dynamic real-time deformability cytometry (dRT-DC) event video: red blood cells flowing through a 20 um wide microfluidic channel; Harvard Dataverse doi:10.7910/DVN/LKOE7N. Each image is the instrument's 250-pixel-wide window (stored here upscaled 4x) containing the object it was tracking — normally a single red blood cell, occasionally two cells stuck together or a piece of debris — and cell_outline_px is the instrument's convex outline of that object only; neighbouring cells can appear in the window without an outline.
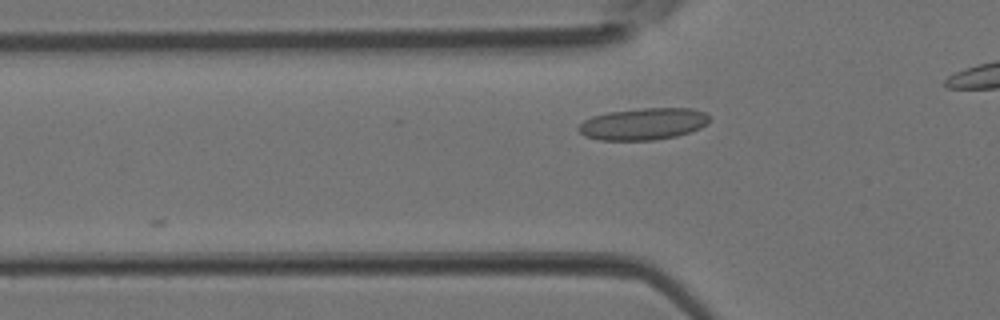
{"species": "Egyptian fruit bat (a non-hibernating species)", "species_latin": "Rousettus aegyptiacus", "temperature_condition": "room temperature", "stored_images_in_passage": 5, "segment_of_instrument_passage": [1, 2], "camera_frame_rate_fps": 3000, "um_per_image_px": 0.085, "animal": {"sex": "female"}, "frame": {"image": 1, "passage_image": 4, "time_ms": 1.0, "image_size_px": [1000, 320], "cell_outline_px": [[708, 124], [700, 128], [676, 136], [652, 140], [600, 140], [584, 136], [576, 128], [584, 120], [592, 116], [608, 112], [644, 108], [692, 108], [704, 112], [708, 116]], "centroid_in_image_um": [54.66, 10.53], "position_along_channel_um": 71.1, "area_um2": 24.22}}